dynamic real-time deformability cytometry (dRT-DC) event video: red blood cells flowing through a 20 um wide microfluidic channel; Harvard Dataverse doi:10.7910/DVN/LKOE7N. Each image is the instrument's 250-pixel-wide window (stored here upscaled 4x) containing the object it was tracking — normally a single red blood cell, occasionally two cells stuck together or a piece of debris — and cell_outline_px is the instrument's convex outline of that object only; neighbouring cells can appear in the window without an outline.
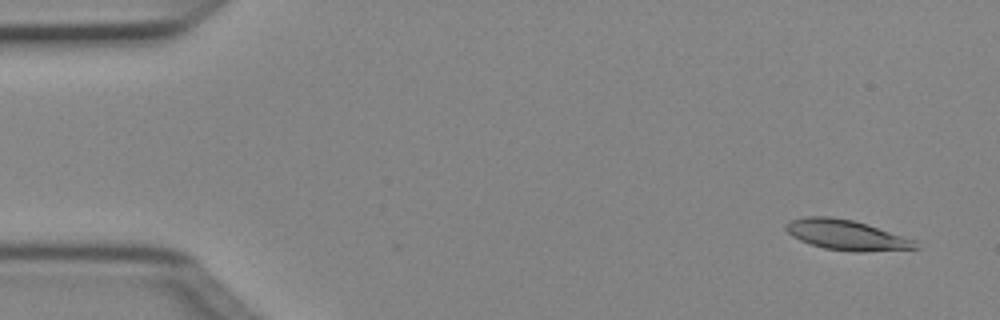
{"species": "Egyptian fruit bat (a non-hibernating species)", "species_latin": "Rousettus aegyptiacus", "temperature_condition": "cold", "stored_images_in_passage": 4, "camera_frame_rate_fps": 3000, "um_per_image_px": 0.085, "animal": {"sex": "female"}, "frame": {"image": 1, "passage_image": 1, "time_ms": 0.0, "image_size_px": [1000, 320], "cell_outline_px": [[920, 248], [864, 252], [852, 252], [824, 248], [800, 240], [792, 236], [784, 228], [784, 224], [792, 220], [808, 216], [828, 216], [852, 220], [916, 240]], "centroid_in_image_um": [71.94, 19.98], "position_along_channel_um": 13.1, "area_um2": 22.6}}
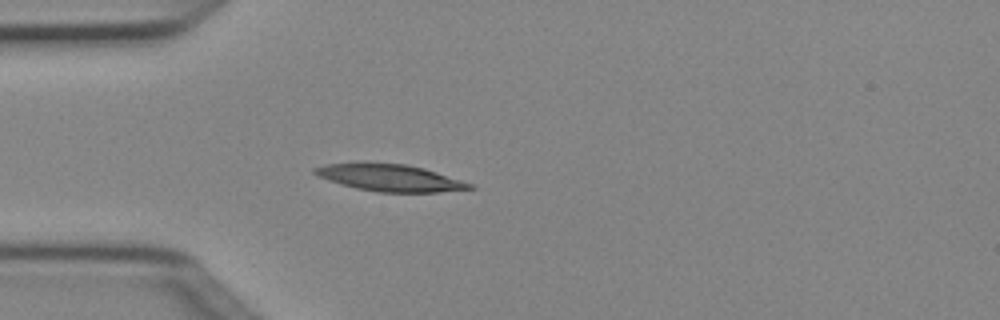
{"frame": {"image": 2, "passage_image": 4, "time_ms": 1.0, "image_size_px": [1000, 320], "cell_outline_px": [[476, 188], [440, 192], [376, 192], [356, 188], [320, 176], [312, 172], [312, 168], [328, 164], [404, 164], [424, 168], [472, 184]], "centroid_in_image_um": [33.21, 15.13], "position_along_channel_um": 51.8, "area_um2": 23.41}}